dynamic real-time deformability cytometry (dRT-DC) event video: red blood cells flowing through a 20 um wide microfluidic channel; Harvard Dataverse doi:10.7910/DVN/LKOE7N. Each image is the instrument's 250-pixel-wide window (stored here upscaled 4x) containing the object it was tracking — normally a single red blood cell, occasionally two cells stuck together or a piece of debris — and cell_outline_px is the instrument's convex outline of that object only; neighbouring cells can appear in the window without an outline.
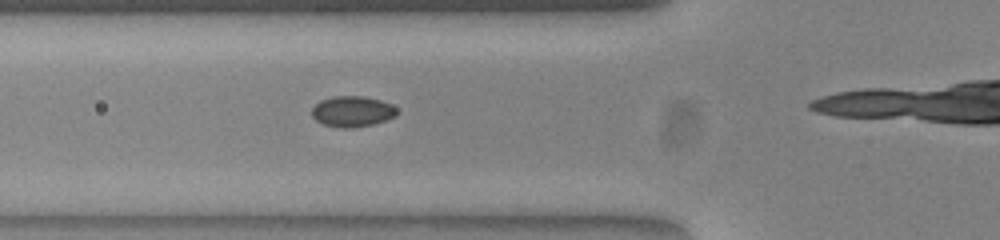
{"species": "common noctule bat (a hibernating species)", "species_latin": "Nyctalus noctula", "temperature_condition": "warm", "stored_images_in_passage": 16, "camera_frame_rate_fps": 3000, "um_per_image_px": 0.085, "animal": {"sex": "female", "body_mass_g": 23.0, "forearm_length_mm": 53.4}, "frame": {"image": 1, "passage_image": 12, "time_ms": 3.667, "image_size_px": [1000, 240], "cell_outline_px": [[396, 116], [372, 124], [348, 128], [344, 128], [324, 124], [316, 120], [312, 116], [312, 108], [320, 100], [332, 96], [364, 96], [380, 100], [392, 104], [396, 108]], "centroid_in_image_um": [29.93, 9.45], "position_along_channel_um": 95.9, "area_um2": 15.09}}